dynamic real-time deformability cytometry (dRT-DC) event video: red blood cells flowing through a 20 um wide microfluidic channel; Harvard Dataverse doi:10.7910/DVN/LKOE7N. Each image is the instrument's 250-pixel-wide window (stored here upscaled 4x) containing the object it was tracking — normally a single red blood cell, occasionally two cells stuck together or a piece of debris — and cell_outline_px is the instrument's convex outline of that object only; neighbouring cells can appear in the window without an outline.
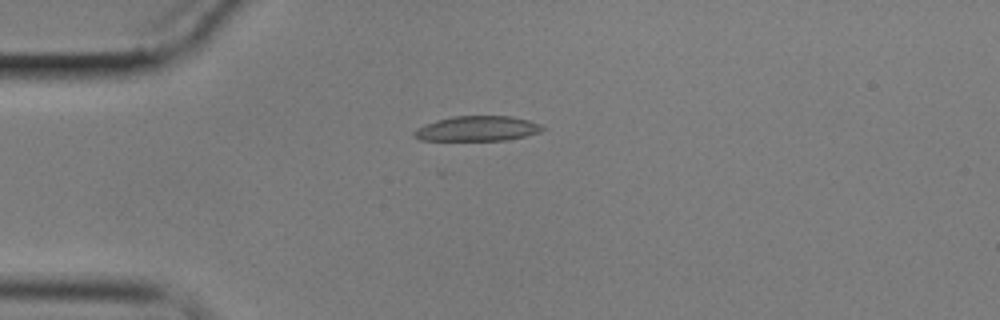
{"species": "common noctule bat (a hibernating species)", "species_latin": "Nyctalus noctula", "temperature_condition": "cold", "stored_images_in_passage": 45, "camera_frame_rate_fps": 3000, "um_per_image_px": 0.085, "animal": {"sex": "male", "body_mass_g": 17.9}, "frame": {"image": 1, "passage_image": 1, "time_ms": 0.0, "image_size_px": [1000, 320], "cell_outline_px": [[548, 128], [540, 132], [524, 136], [504, 140], [420, 140], [412, 136], [412, 132], [416, 128], [436, 120], [452, 116], [508, 116], [528, 120], [540, 124]], "centroid_in_image_um": [40.55, 10.93], "position_along_channel_um": 44.4, "area_um2": 18.73}}
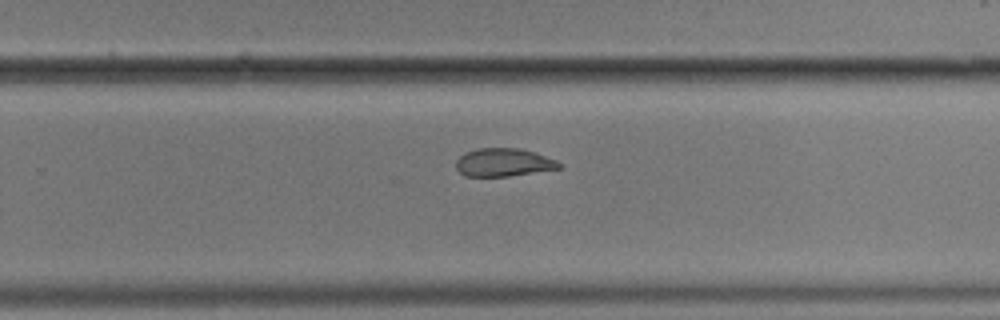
{"frame": {"image": 2, "passage_image": 24, "time_ms": 7.667, "image_size_px": [1000, 320], "cell_outline_px": [[560, 168], [508, 176], [464, 176], [456, 168], [456, 160], [464, 152], [476, 148], [520, 148], [536, 152], [556, 160], [560, 164]], "centroid_in_image_um": [42.76, 13.79], "position_along_channel_um": 287.0, "area_um2": 16.88}}
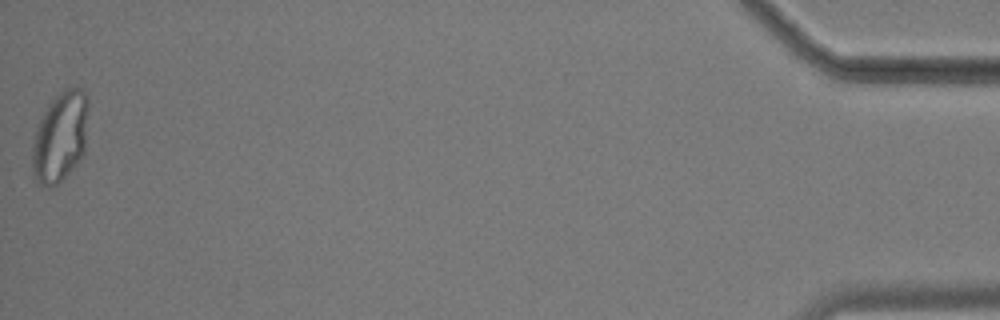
{"frame": {"image": 3, "passage_image": 45, "time_ms": 14.667, "image_size_px": [1000, 320], "cell_outline_px": [[88, 104], [84, 152], [76, 164], [52, 188], [48, 188], [40, 184], [32, 176], [32, 148], [36, 132], [40, 120], [48, 104], [64, 88], [80, 88], [84, 92], [88, 100]], "centroid_in_image_um": [5.1, 11.64], "position_along_channel_um": 430.1, "area_um2": 29.13}}